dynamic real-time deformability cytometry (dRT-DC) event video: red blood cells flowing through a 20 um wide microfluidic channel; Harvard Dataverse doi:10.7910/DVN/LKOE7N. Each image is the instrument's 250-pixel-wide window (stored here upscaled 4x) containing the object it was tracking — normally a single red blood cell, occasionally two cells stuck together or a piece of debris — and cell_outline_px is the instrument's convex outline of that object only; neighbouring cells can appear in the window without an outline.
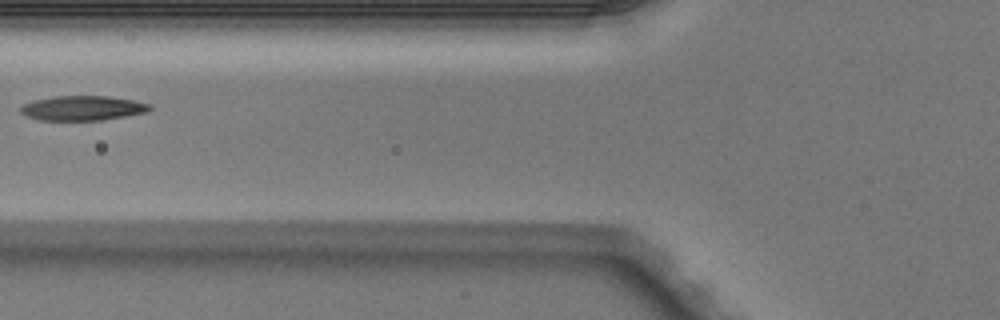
{"species": "Egyptian fruit bat (a non-hibernating species)", "species_latin": "Rousettus aegyptiacus", "temperature_condition": "warm", "stored_images_in_passage": 2, "camera_frame_rate_fps": 3000, "um_per_image_px": 0.085, "animal": {"sex": "male"}, "frame": {"image": 1, "passage_image": 2, "time_ms": 0.333, "image_size_px": [1000, 320], "cell_outline_px": [[152, 108], [148, 112], [100, 120], [40, 120], [28, 116], [20, 112], [20, 108], [24, 104], [32, 100], [56, 96], [108, 96], [132, 100], [148, 104]], "centroid_in_image_um": [7.0, 9.18], "position_along_channel_um": 118.8, "area_um2": 18.38}}